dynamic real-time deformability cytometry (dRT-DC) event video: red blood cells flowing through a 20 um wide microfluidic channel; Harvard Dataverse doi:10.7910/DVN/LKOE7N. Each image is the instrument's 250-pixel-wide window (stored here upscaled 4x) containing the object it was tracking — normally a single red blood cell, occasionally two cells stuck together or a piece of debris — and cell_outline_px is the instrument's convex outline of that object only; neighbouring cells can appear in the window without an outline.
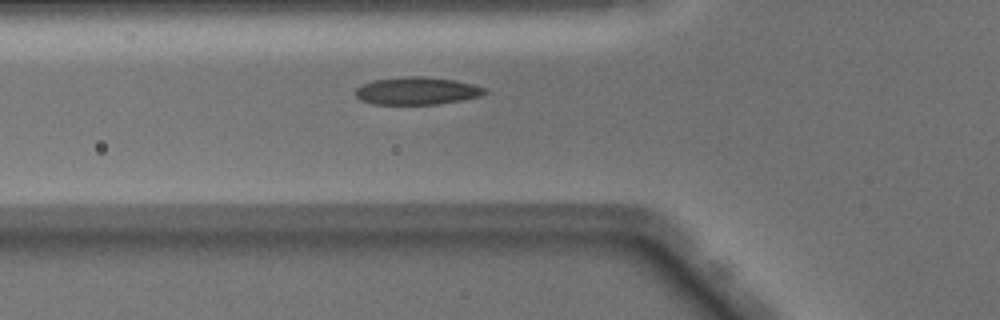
{"species": "Egyptian fruit bat (a non-hibernating species)", "species_latin": "Rousettus aegyptiacus", "temperature_condition": "warm", "stored_images_in_passage": 34, "camera_frame_rate_fps": 3000, "um_per_image_px": 0.085, "animal": {"sex": "male"}, "frame": {"image": 1, "passage_image": 2, "time_ms": 0.333, "image_size_px": [1000, 320], "cell_outline_px": [[488, 92], [480, 96], [460, 100], [436, 104], [372, 104], [360, 100], [356, 96], [356, 88], [360, 84], [372, 80], [404, 76], [428, 76], [456, 80], [472, 84], [484, 88]], "centroid_in_image_um": [35.4, 7.71], "position_along_channel_um": 90.4, "area_um2": 20.92}}
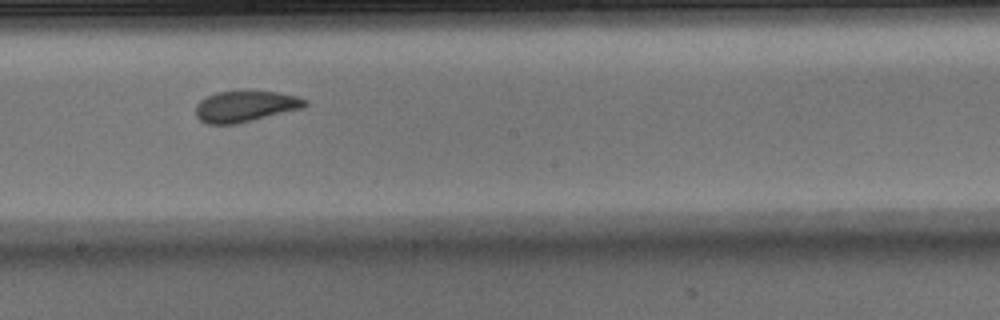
{"frame": {"image": 2, "passage_image": 12, "time_ms": 3.667, "image_size_px": [1000, 320], "cell_outline_px": [[308, 104], [304, 108], [236, 124], [208, 124], [200, 120], [196, 116], [196, 104], [200, 100], [216, 92], [240, 88], [248, 88], [280, 92], [296, 96], [308, 100]], "centroid_in_image_um": [20.88, 8.98], "position_along_channel_um": 227.3, "area_um2": 20.69}}
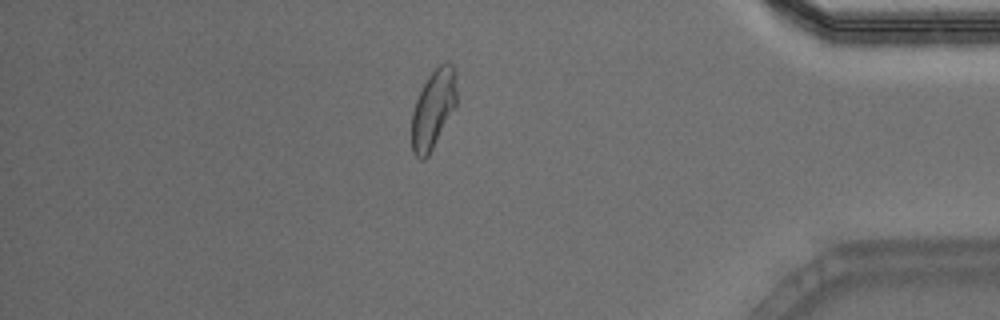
{"frame": {"image": 3, "passage_image": 27, "time_ms": 8.667, "image_size_px": [1000, 320], "cell_outline_px": [[456, 104], [428, 156], [424, 160], [420, 160], [412, 152], [412, 112], [416, 100], [428, 76], [440, 64], [452, 64], [456, 72]], "centroid_in_image_um": [36.81, 9.28], "position_along_channel_um": 398.4, "area_um2": 20.23}}